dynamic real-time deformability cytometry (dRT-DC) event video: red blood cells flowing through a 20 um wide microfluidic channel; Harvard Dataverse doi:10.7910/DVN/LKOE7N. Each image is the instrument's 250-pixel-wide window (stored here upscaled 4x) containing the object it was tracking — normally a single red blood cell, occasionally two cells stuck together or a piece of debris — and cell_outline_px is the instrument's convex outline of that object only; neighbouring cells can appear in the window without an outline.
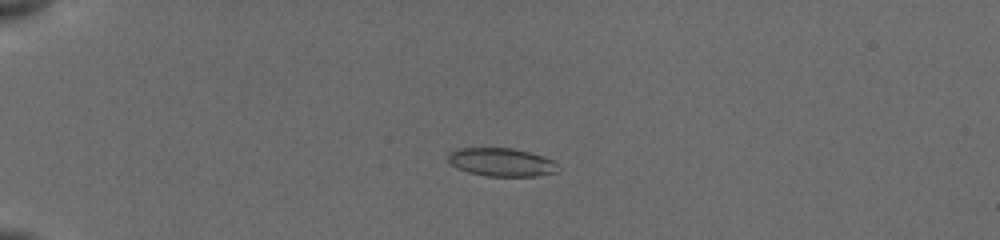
{"species": "common noctule bat (a hibernating species)", "species_latin": "Nyctalus noctula", "temperature_condition": "cold", "stored_images_in_passage": 65, "camera_frame_rate_fps": 3000, "um_per_image_px": 0.085, "animal": {"sex": "female", "body_mass_g": 19.5, "forearm_length_mm": 54.1}, "frame": {"image": 1, "passage_image": 29, "time_ms": 5.0, "image_size_px": [1000, 240], "cell_outline_px": [[560, 172], [536, 176], [488, 176], [468, 172], [456, 168], [448, 160], [448, 152], [456, 148], [512, 148], [544, 156], [552, 160], [560, 168]], "centroid_in_image_um": [42.63, 13.79], "position_along_channel_um": 42.4, "area_um2": 18.26}}
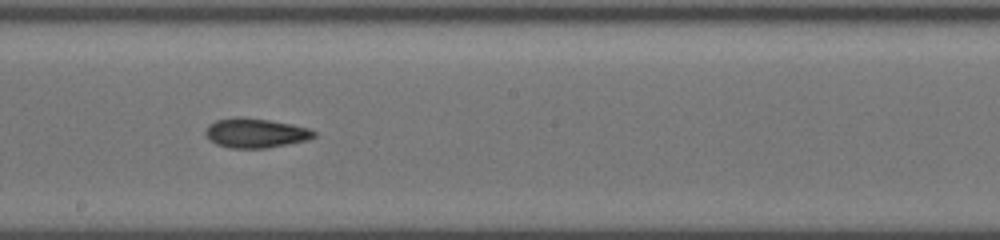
{"frame": {"image": 2, "passage_image": 46, "time_ms": 11.0, "image_size_px": [1000, 240], "cell_outline_px": [[316, 136], [308, 140], [268, 148], [232, 148], [216, 144], [208, 140], [204, 132], [208, 124], [216, 120], [236, 116], [244, 116], [292, 124], [308, 128], [316, 132]], "centroid_in_image_um": [21.69, 11.3], "position_along_channel_um": 226.5, "area_um2": 18.9}}
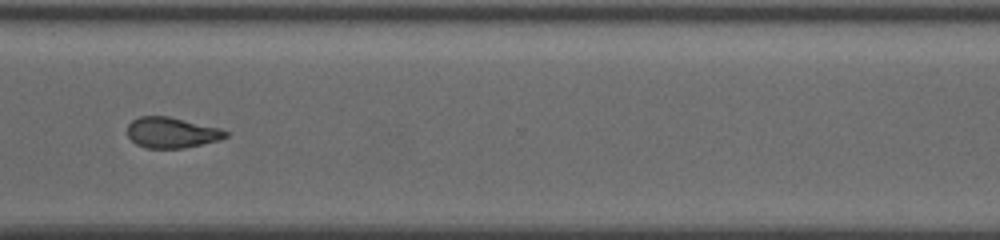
{"frame": {"image": 3, "passage_image": 64, "time_ms": 14.333, "image_size_px": [1000, 240], "cell_outline_px": [[228, 136], [220, 140], [184, 148], [144, 148], [136, 144], [128, 136], [128, 124], [132, 120], [140, 116], [168, 116], [220, 128], [228, 132]], "centroid_in_image_um": [14.59, 11.27], "position_along_channel_um": 356.0, "area_um2": 17.57}}